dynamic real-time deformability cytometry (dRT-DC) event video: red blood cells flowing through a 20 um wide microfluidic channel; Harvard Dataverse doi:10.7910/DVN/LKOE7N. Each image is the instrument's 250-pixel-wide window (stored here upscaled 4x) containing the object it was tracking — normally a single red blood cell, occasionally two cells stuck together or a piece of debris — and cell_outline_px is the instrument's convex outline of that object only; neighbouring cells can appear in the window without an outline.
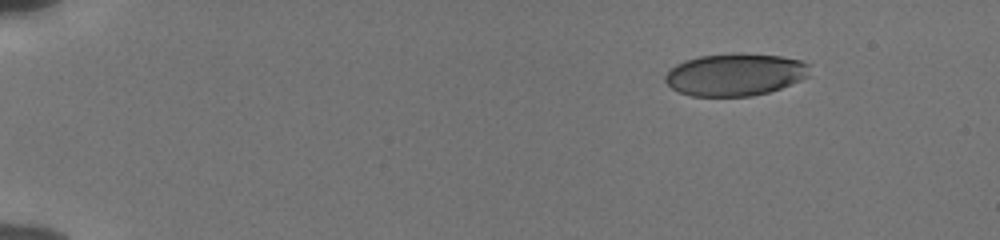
{"species": "human", "species_latin": "Homo sapiens", "temperature_condition": "cold", "stored_images_in_passage": 48, "camera_frame_rate_fps": 3000, "um_per_image_px": 0.085, "donor": {"sex": "male"}, "frame": {"image": 1, "passage_image": 1, "time_ms": 0.0, "image_size_px": [1000, 240], "cell_outline_px": [[808, 76], [800, 80], [780, 88], [768, 92], [752, 96], [692, 96], [680, 92], [672, 88], [664, 80], [664, 76], [676, 64], [684, 60], [700, 56], [736, 52], [780, 56], [800, 60], [808, 64]], "centroid_in_image_um": [62.46, 6.33], "position_along_channel_um": 22.5, "area_um2": 35.6}}
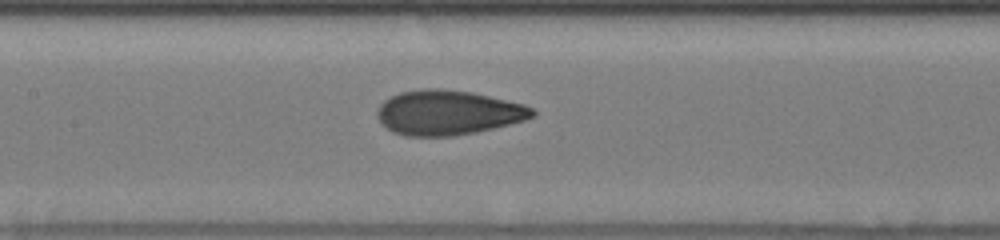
{"frame": {"image": 2, "passage_image": 22, "time_ms": 7.0, "image_size_px": [1000, 240], "cell_outline_px": [[536, 116], [524, 120], [476, 132], [452, 136], [404, 136], [392, 132], [380, 124], [376, 116], [376, 112], [380, 104], [384, 100], [400, 92], [424, 88], [440, 88], [472, 92], [524, 104], [532, 108], [536, 112]], "centroid_in_image_um": [38.04, 9.57], "position_along_channel_um": 169.4, "area_um2": 40.63}}
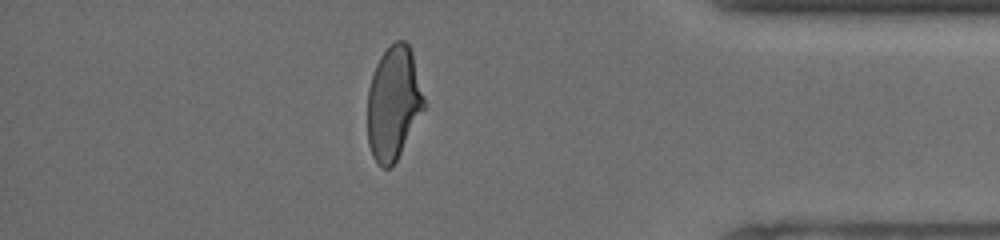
{"frame": {"image": 3, "passage_image": 42, "time_ms": 13.667, "image_size_px": [1000, 240], "cell_outline_px": [[424, 108], [396, 160], [388, 168], [384, 168], [372, 156], [368, 144], [368, 88], [376, 64], [380, 56], [396, 40], [404, 40], [408, 44], [412, 52], [424, 100]], "centroid_in_image_um": [33.42, 8.74], "position_along_channel_um": 401.8, "area_um2": 36.65}, "authors_computed_cell_mechanics": {"area_um2": 38.8127, "velocity_mm_per_s": 3.8532, "shape_relaxation_time_tau1_ms": 3.5334, "shape_relaxation_time_tau2_ms": 0.7523, "deformation_change_tau1": 0.1431, "deformation_change_tau2": 0.0531}}